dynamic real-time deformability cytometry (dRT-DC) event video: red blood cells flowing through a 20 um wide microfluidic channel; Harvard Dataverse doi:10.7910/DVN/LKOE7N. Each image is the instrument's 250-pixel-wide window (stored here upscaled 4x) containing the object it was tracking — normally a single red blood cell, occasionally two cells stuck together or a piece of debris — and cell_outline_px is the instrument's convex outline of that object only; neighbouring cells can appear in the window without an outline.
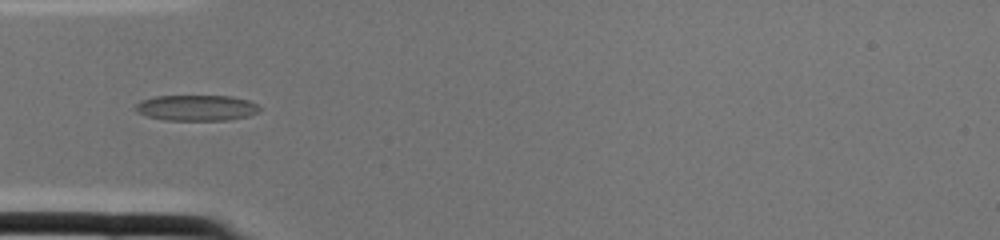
{"species": "common noctule bat (a hibernating species)", "species_latin": "Nyctalus noctula", "temperature_condition": "cold", "stored_images_in_passage": 2, "camera_frame_rate_fps": 3000, "um_per_image_px": 0.085, "animal": {"sex": "female", "body_mass_g": 22.0, "forearm_length_mm": 56.7}, "frame": {"image": 1, "passage_image": 2, "time_ms": 0.333, "image_size_px": [1000, 240], "cell_outline_px": [[260, 108], [256, 112], [248, 116], [228, 120], [164, 120], [144, 116], [136, 112], [132, 108], [140, 100], [156, 96], [232, 96], [248, 100], [256, 104]], "centroid_in_image_um": [16.62, 9.17], "position_along_channel_um": 68.4, "area_um2": 18.79}}